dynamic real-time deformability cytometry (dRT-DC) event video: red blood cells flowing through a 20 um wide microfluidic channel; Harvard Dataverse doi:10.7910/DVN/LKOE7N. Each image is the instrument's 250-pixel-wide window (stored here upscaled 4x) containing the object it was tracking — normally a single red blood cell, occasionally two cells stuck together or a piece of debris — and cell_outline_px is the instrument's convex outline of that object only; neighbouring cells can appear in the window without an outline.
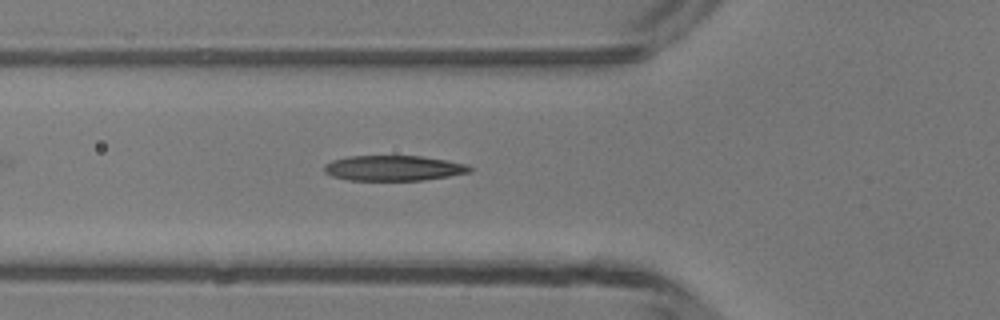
{"species": "common noctule bat (a hibernating species)", "species_latin": "Nyctalus noctula", "temperature_condition": "room temperature", "stored_images_in_passage": 22, "camera_frame_rate_fps": 3000, "um_per_image_px": 0.085, "animal": {"sex": "male", "body_mass_g": 13.3}, "frame": {"image": 1, "passage_image": 7, "time_ms": 2.0, "image_size_px": [1000, 320], "cell_outline_px": [[472, 168], [468, 172], [448, 176], [420, 180], [348, 180], [332, 176], [324, 172], [324, 164], [332, 160], [348, 156], [420, 156], [448, 160], [464, 164]], "centroid_in_image_um": [33.39, 14.28], "position_along_channel_um": 92.4, "area_um2": 21.27}}
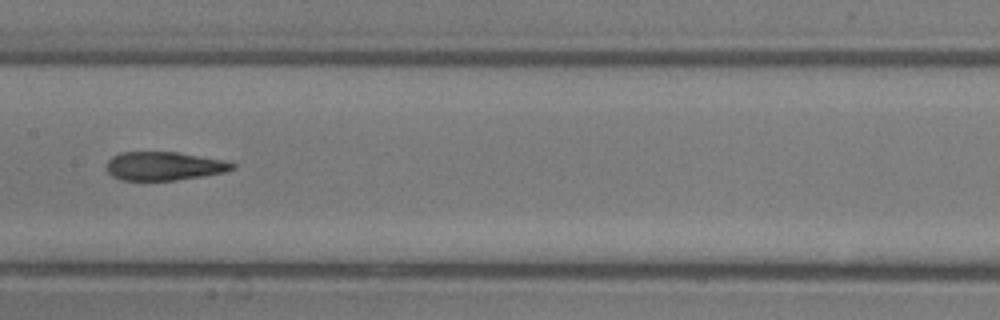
{"frame": {"image": 2, "passage_image": 14, "time_ms": 4.333, "image_size_px": [1000, 320], "cell_outline_px": [[236, 168], [224, 172], [176, 180], [120, 180], [112, 176], [108, 172], [108, 160], [112, 156], [120, 152], [176, 152], [220, 160], [236, 164]], "centroid_in_image_um": [13.91, 14.12], "position_along_channel_um": 193.5, "area_um2": 20.63}}
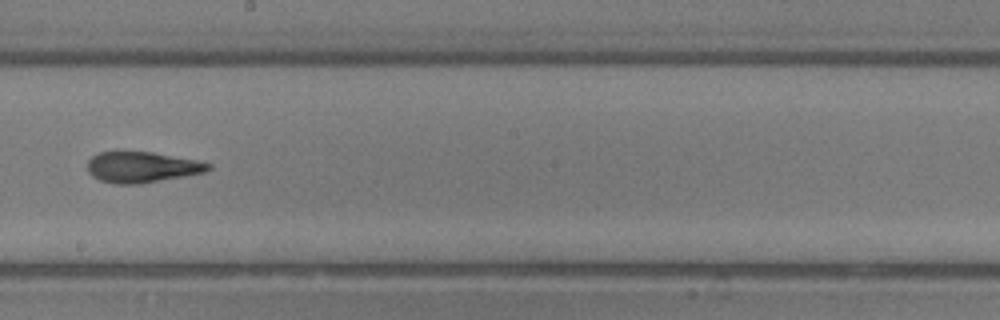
{"frame": {"image": 3, "passage_image": 17, "time_ms": 5.333, "image_size_px": [1000, 320], "cell_outline_px": [[212, 168], [204, 172], [184, 176], [140, 184], [116, 184], [100, 180], [92, 176], [88, 172], [88, 160], [92, 156], [100, 152], [116, 148], [152, 152], [196, 160], [212, 164]], "centroid_in_image_um": [12.0, 14.16], "position_along_channel_um": 236.2, "area_um2": 22.31}}